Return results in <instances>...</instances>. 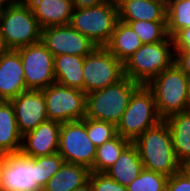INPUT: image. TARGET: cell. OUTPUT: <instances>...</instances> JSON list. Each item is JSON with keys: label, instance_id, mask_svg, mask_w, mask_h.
I'll return each mask as SVG.
<instances>
[{"label": "cell", "instance_id": "cell-27", "mask_svg": "<svg viewBox=\"0 0 190 191\" xmlns=\"http://www.w3.org/2000/svg\"><path fill=\"white\" fill-rule=\"evenodd\" d=\"M128 23L143 44L164 41L168 37L166 21H122Z\"/></svg>", "mask_w": 190, "mask_h": 191}, {"label": "cell", "instance_id": "cell-17", "mask_svg": "<svg viewBox=\"0 0 190 191\" xmlns=\"http://www.w3.org/2000/svg\"><path fill=\"white\" fill-rule=\"evenodd\" d=\"M42 29L68 25L73 13L72 0H25Z\"/></svg>", "mask_w": 190, "mask_h": 191}, {"label": "cell", "instance_id": "cell-4", "mask_svg": "<svg viewBox=\"0 0 190 191\" xmlns=\"http://www.w3.org/2000/svg\"><path fill=\"white\" fill-rule=\"evenodd\" d=\"M139 86L124 76L112 85L87 93L85 117L106 121L116 126L128 106L131 95Z\"/></svg>", "mask_w": 190, "mask_h": 191}, {"label": "cell", "instance_id": "cell-13", "mask_svg": "<svg viewBox=\"0 0 190 191\" xmlns=\"http://www.w3.org/2000/svg\"><path fill=\"white\" fill-rule=\"evenodd\" d=\"M41 43L55 56L62 54L86 56L97 45L70 24L41 30Z\"/></svg>", "mask_w": 190, "mask_h": 191}, {"label": "cell", "instance_id": "cell-6", "mask_svg": "<svg viewBox=\"0 0 190 191\" xmlns=\"http://www.w3.org/2000/svg\"><path fill=\"white\" fill-rule=\"evenodd\" d=\"M0 29L10 50L41 41L42 28L26 1L0 8Z\"/></svg>", "mask_w": 190, "mask_h": 191}, {"label": "cell", "instance_id": "cell-16", "mask_svg": "<svg viewBox=\"0 0 190 191\" xmlns=\"http://www.w3.org/2000/svg\"><path fill=\"white\" fill-rule=\"evenodd\" d=\"M26 90L21 57L10 50L0 57V100L10 101Z\"/></svg>", "mask_w": 190, "mask_h": 191}, {"label": "cell", "instance_id": "cell-35", "mask_svg": "<svg viewBox=\"0 0 190 191\" xmlns=\"http://www.w3.org/2000/svg\"><path fill=\"white\" fill-rule=\"evenodd\" d=\"M9 51H10V48L6 44L5 38L3 37L2 33H1V29H0V57L3 54L8 53Z\"/></svg>", "mask_w": 190, "mask_h": 191}, {"label": "cell", "instance_id": "cell-34", "mask_svg": "<svg viewBox=\"0 0 190 191\" xmlns=\"http://www.w3.org/2000/svg\"><path fill=\"white\" fill-rule=\"evenodd\" d=\"M109 0H72L73 8H89L103 4Z\"/></svg>", "mask_w": 190, "mask_h": 191}, {"label": "cell", "instance_id": "cell-3", "mask_svg": "<svg viewBox=\"0 0 190 191\" xmlns=\"http://www.w3.org/2000/svg\"><path fill=\"white\" fill-rule=\"evenodd\" d=\"M174 40L168 36L164 41L143 44L124 63V76L139 85H147L162 71L175 63Z\"/></svg>", "mask_w": 190, "mask_h": 191}, {"label": "cell", "instance_id": "cell-10", "mask_svg": "<svg viewBox=\"0 0 190 191\" xmlns=\"http://www.w3.org/2000/svg\"><path fill=\"white\" fill-rule=\"evenodd\" d=\"M41 91L46 100L49 120L66 123L85 118L86 93L82 90L55 82Z\"/></svg>", "mask_w": 190, "mask_h": 191}, {"label": "cell", "instance_id": "cell-41", "mask_svg": "<svg viewBox=\"0 0 190 191\" xmlns=\"http://www.w3.org/2000/svg\"><path fill=\"white\" fill-rule=\"evenodd\" d=\"M2 157L0 158V191H3Z\"/></svg>", "mask_w": 190, "mask_h": 191}, {"label": "cell", "instance_id": "cell-26", "mask_svg": "<svg viewBox=\"0 0 190 191\" xmlns=\"http://www.w3.org/2000/svg\"><path fill=\"white\" fill-rule=\"evenodd\" d=\"M166 24L168 36L172 38L180 30L190 27V1L166 0Z\"/></svg>", "mask_w": 190, "mask_h": 191}, {"label": "cell", "instance_id": "cell-5", "mask_svg": "<svg viewBox=\"0 0 190 191\" xmlns=\"http://www.w3.org/2000/svg\"><path fill=\"white\" fill-rule=\"evenodd\" d=\"M186 84L187 75L174 63L146 85L163 120L189 109Z\"/></svg>", "mask_w": 190, "mask_h": 191}, {"label": "cell", "instance_id": "cell-22", "mask_svg": "<svg viewBox=\"0 0 190 191\" xmlns=\"http://www.w3.org/2000/svg\"><path fill=\"white\" fill-rule=\"evenodd\" d=\"M142 45L141 39L132 27L118 20L109 42L104 47L124 63Z\"/></svg>", "mask_w": 190, "mask_h": 191}, {"label": "cell", "instance_id": "cell-31", "mask_svg": "<svg viewBox=\"0 0 190 191\" xmlns=\"http://www.w3.org/2000/svg\"><path fill=\"white\" fill-rule=\"evenodd\" d=\"M166 191H190V179L180 170L168 178Z\"/></svg>", "mask_w": 190, "mask_h": 191}, {"label": "cell", "instance_id": "cell-2", "mask_svg": "<svg viewBox=\"0 0 190 191\" xmlns=\"http://www.w3.org/2000/svg\"><path fill=\"white\" fill-rule=\"evenodd\" d=\"M133 144L138 150L144 169L168 177L180 171L181 163L175 155L171 133L165 120L146 129Z\"/></svg>", "mask_w": 190, "mask_h": 191}, {"label": "cell", "instance_id": "cell-20", "mask_svg": "<svg viewBox=\"0 0 190 191\" xmlns=\"http://www.w3.org/2000/svg\"><path fill=\"white\" fill-rule=\"evenodd\" d=\"M143 169L138 150L131 142L105 173L117 183L127 187L139 176Z\"/></svg>", "mask_w": 190, "mask_h": 191}, {"label": "cell", "instance_id": "cell-24", "mask_svg": "<svg viewBox=\"0 0 190 191\" xmlns=\"http://www.w3.org/2000/svg\"><path fill=\"white\" fill-rule=\"evenodd\" d=\"M164 120L171 133L177 160L182 163L190 159V109L174 113Z\"/></svg>", "mask_w": 190, "mask_h": 191}, {"label": "cell", "instance_id": "cell-12", "mask_svg": "<svg viewBox=\"0 0 190 191\" xmlns=\"http://www.w3.org/2000/svg\"><path fill=\"white\" fill-rule=\"evenodd\" d=\"M22 60L27 89L42 90L56 82L54 55L40 42L16 50Z\"/></svg>", "mask_w": 190, "mask_h": 191}, {"label": "cell", "instance_id": "cell-38", "mask_svg": "<svg viewBox=\"0 0 190 191\" xmlns=\"http://www.w3.org/2000/svg\"><path fill=\"white\" fill-rule=\"evenodd\" d=\"M73 191H93V188H92V185H91L90 181H88L83 186H81L79 188H76Z\"/></svg>", "mask_w": 190, "mask_h": 191}, {"label": "cell", "instance_id": "cell-19", "mask_svg": "<svg viewBox=\"0 0 190 191\" xmlns=\"http://www.w3.org/2000/svg\"><path fill=\"white\" fill-rule=\"evenodd\" d=\"M22 134L19 132L11 101L0 100V153H19Z\"/></svg>", "mask_w": 190, "mask_h": 191}, {"label": "cell", "instance_id": "cell-39", "mask_svg": "<svg viewBox=\"0 0 190 191\" xmlns=\"http://www.w3.org/2000/svg\"><path fill=\"white\" fill-rule=\"evenodd\" d=\"M117 8H119L126 1H134V0H110ZM139 1V0H136ZM142 1V0H140Z\"/></svg>", "mask_w": 190, "mask_h": 191}, {"label": "cell", "instance_id": "cell-15", "mask_svg": "<svg viewBox=\"0 0 190 191\" xmlns=\"http://www.w3.org/2000/svg\"><path fill=\"white\" fill-rule=\"evenodd\" d=\"M61 123L47 120L22 136L21 153L41 157L58 152Z\"/></svg>", "mask_w": 190, "mask_h": 191}, {"label": "cell", "instance_id": "cell-9", "mask_svg": "<svg viewBox=\"0 0 190 191\" xmlns=\"http://www.w3.org/2000/svg\"><path fill=\"white\" fill-rule=\"evenodd\" d=\"M83 92L101 90L124 77L123 63L104 46H97L85 56L83 66Z\"/></svg>", "mask_w": 190, "mask_h": 191}, {"label": "cell", "instance_id": "cell-33", "mask_svg": "<svg viewBox=\"0 0 190 191\" xmlns=\"http://www.w3.org/2000/svg\"><path fill=\"white\" fill-rule=\"evenodd\" d=\"M175 63L187 75L190 76V50H175Z\"/></svg>", "mask_w": 190, "mask_h": 191}, {"label": "cell", "instance_id": "cell-1", "mask_svg": "<svg viewBox=\"0 0 190 191\" xmlns=\"http://www.w3.org/2000/svg\"><path fill=\"white\" fill-rule=\"evenodd\" d=\"M64 162L58 152L41 157H28L21 152L3 154V191H42Z\"/></svg>", "mask_w": 190, "mask_h": 191}, {"label": "cell", "instance_id": "cell-36", "mask_svg": "<svg viewBox=\"0 0 190 191\" xmlns=\"http://www.w3.org/2000/svg\"><path fill=\"white\" fill-rule=\"evenodd\" d=\"M180 170L190 179V159L181 163Z\"/></svg>", "mask_w": 190, "mask_h": 191}, {"label": "cell", "instance_id": "cell-37", "mask_svg": "<svg viewBox=\"0 0 190 191\" xmlns=\"http://www.w3.org/2000/svg\"><path fill=\"white\" fill-rule=\"evenodd\" d=\"M25 0H0V8L6 6H13L24 2Z\"/></svg>", "mask_w": 190, "mask_h": 191}, {"label": "cell", "instance_id": "cell-25", "mask_svg": "<svg viewBox=\"0 0 190 191\" xmlns=\"http://www.w3.org/2000/svg\"><path fill=\"white\" fill-rule=\"evenodd\" d=\"M130 143V140L117 134L111 140L98 146L96 148L94 164L90 171L105 173L116 162L123 150Z\"/></svg>", "mask_w": 190, "mask_h": 191}, {"label": "cell", "instance_id": "cell-30", "mask_svg": "<svg viewBox=\"0 0 190 191\" xmlns=\"http://www.w3.org/2000/svg\"><path fill=\"white\" fill-rule=\"evenodd\" d=\"M89 181L93 191H128L127 187L117 183L106 173L90 172Z\"/></svg>", "mask_w": 190, "mask_h": 191}, {"label": "cell", "instance_id": "cell-7", "mask_svg": "<svg viewBox=\"0 0 190 191\" xmlns=\"http://www.w3.org/2000/svg\"><path fill=\"white\" fill-rule=\"evenodd\" d=\"M152 92L140 85L131 95L128 106L116 125L117 134L133 142L146 129L162 121Z\"/></svg>", "mask_w": 190, "mask_h": 191}, {"label": "cell", "instance_id": "cell-29", "mask_svg": "<svg viewBox=\"0 0 190 191\" xmlns=\"http://www.w3.org/2000/svg\"><path fill=\"white\" fill-rule=\"evenodd\" d=\"M87 135L92 143L98 147L117 135L116 126L112 123L85 117Z\"/></svg>", "mask_w": 190, "mask_h": 191}, {"label": "cell", "instance_id": "cell-28", "mask_svg": "<svg viewBox=\"0 0 190 191\" xmlns=\"http://www.w3.org/2000/svg\"><path fill=\"white\" fill-rule=\"evenodd\" d=\"M168 176L143 169L128 186V191H166Z\"/></svg>", "mask_w": 190, "mask_h": 191}, {"label": "cell", "instance_id": "cell-14", "mask_svg": "<svg viewBox=\"0 0 190 191\" xmlns=\"http://www.w3.org/2000/svg\"><path fill=\"white\" fill-rule=\"evenodd\" d=\"M22 136L46 122V100L41 90L28 89L10 100Z\"/></svg>", "mask_w": 190, "mask_h": 191}, {"label": "cell", "instance_id": "cell-23", "mask_svg": "<svg viewBox=\"0 0 190 191\" xmlns=\"http://www.w3.org/2000/svg\"><path fill=\"white\" fill-rule=\"evenodd\" d=\"M85 56L62 54L54 57L56 83L83 91V66Z\"/></svg>", "mask_w": 190, "mask_h": 191}, {"label": "cell", "instance_id": "cell-21", "mask_svg": "<svg viewBox=\"0 0 190 191\" xmlns=\"http://www.w3.org/2000/svg\"><path fill=\"white\" fill-rule=\"evenodd\" d=\"M90 172L86 166L64 162L42 191H73L89 181Z\"/></svg>", "mask_w": 190, "mask_h": 191}, {"label": "cell", "instance_id": "cell-32", "mask_svg": "<svg viewBox=\"0 0 190 191\" xmlns=\"http://www.w3.org/2000/svg\"><path fill=\"white\" fill-rule=\"evenodd\" d=\"M173 40L175 50H190V27L180 30Z\"/></svg>", "mask_w": 190, "mask_h": 191}, {"label": "cell", "instance_id": "cell-11", "mask_svg": "<svg viewBox=\"0 0 190 191\" xmlns=\"http://www.w3.org/2000/svg\"><path fill=\"white\" fill-rule=\"evenodd\" d=\"M96 148L87 135L85 118L61 123L58 153L65 162L80 164L91 169Z\"/></svg>", "mask_w": 190, "mask_h": 191}, {"label": "cell", "instance_id": "cell-18", "mask_svg": "<svg viewBox=\"0 0 190 191\" xmlns=\"http://www.w3.org/2000/svg\"><path fill=\"white\" fill-rule=\"evenodd\" d=\"M118 15L120 21H166V0L126 1Z\"/></svg>", "mask_w": 190, "mask_h": 191}, {"label": "cell", "instance_id": "cell-40", "mask_svg": "<svg viewBox=\"0 0 190 191\" xmlns=\"http://www.w3.org/2000/svg\"><path fill=\"white\" fill-rule=\"evenodd\" d=\"M187 96L189 101V109H190V76H187V84H186Z\"/></svg>", "mask_w": 190, "mask_h": 191}, {"label": "cell", "instance_id": "cell-8", "mask_svg": "<svg viewBox=\"0 0 190 191\" xmlns=\"http://www.w3.org/2000/svg\"><path fill=\"white\" fill-rule=\"evenodd\" d=\"M118 20V8L109 0L94 7L74 8L69 24L97 46H105Z\"/></svg>", "mask_w": 190, "mask_h": 191}]
</instances>
